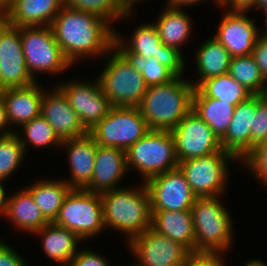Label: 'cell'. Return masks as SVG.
Here are the masks:
<instances>
[{
    "label": "cell",
    "mask_w": 267,
    "mask_h": 266,
    "mask_svg": "<svg viewBox=\"0 0 267 266\" xmlns=\"http://www.w3.org/2000/svg\"><path fill=\"white\" fill-rule=\"evenodd\" d=\"M50 26L72 65L87 58L101 59L114 48V27L95 14L64 5Z\"/></svg>",
    "instance_id": "cell-1"
},
{
    "label": "cell",
    "mask_w": 267,
    "mask_h": 266,
    "mask_svg": "<svg viewBox=\"0 0 267 266\" xmlns=\"http://www.w3.org/2000/svg\"><path fill=\"white\" fill-rule=\"evenodd\" d=\"M136 187L100 193L105 228L123 233L127 236L126 242L151 227L150 194L145 182L141 181Z\"/></svg>",
    "instance_id": "cell-2"
},
{
    "label": "cell",
    "mask_w": 267,
    "mask_h": 266,
    "mask_svg": "<svg viewBox=\"0 0 267 266\" xmlns=\"http://www.w3.org/2000/svg\"><path fill=\"white\" fill-rule=\"evenodd\" d=\"M181 78L177 76L164 85L147 86L138 108L150 130L172 131L192 110L195 87L190 80Z\"/></svg>",
    "instance_id": "cell-3"
},
{
    "label": "cell",
    "mask_w": 267,
    "mask_h": 266,
    "mask_svg": "<svg viewBox=\"0 0 267 266\" xmlns=\"http://www.w3.org/2000/svg\"><path fill=\"white\" fill-rule=\"evenodd\" d=\"M222 197H197L190 209L195 231V252L226 254L234 243L233 219L220 199Z\"/></svg>",
    "instance_id": "cell-4"
},
{
    "label": "cell",
    "mask_w": 267,
    "mask_h": 266,
    "mask_svg": "<svg viewBox=\"0 0 267 266\" xmlns=\"http://www.w3.org/2000/svg\"><path fill=\"white\" fill-rule=\"evenodd\" d=\"M102 59L104 67L97 79L111 107H138L147 91L140 71L115 48Z\"/></svg>",
    "instance_id": "cell-5"
},
{
    "label": "cell",
    "mask_w": 267,
    "mask_h": 266,
    "mask_svg": "<svg viewBox=\"0 0 267 266\" xmlns=\"http://www.w3.org/2000/svg\"><path fill=\"white\" fill-rule=\"evenodd\" d=\"M127 169L140 174L142 182L178 167L171 131L150 130L126 151Z\"/></svg>",
    "instance_id": "cell-6"
},
{
    "label": "cell",
    "mask_w": 267,
    "mask_h": 266,
    "mask_svg": "<svg viewBox=\"0 0 267 266\" xmlns=\"http://www.w3.org/2000/svg\"><path fill=\"white\" fill-rule=\"evenodd\" d=\"M55 225L73 231L86 241L97 237L105 229L100 193L72 188L66 195L53 222Z\"/></svg>",
    "instance_id": "cell-7"
},
{
    "label": "cell",
    "mask_w": 267,
    "mask_h": 266,
    "mask_svg": "<svg viewBox=\"0 0 267 266\" xmlns=\"http://www.w3.org/2000/svg\"><path fill=\"white\" fill-rule=\"evenodd\" d=\"M22 49L27 69L37 80V74L57 75L73 65L64 56L51 26L20 27Z\"/></svg>",
    "instance_id": "cell-8"
},
{
    "label": "cell",
    "mask_w": 267,
    "mask_h": 266,
    "mask_svg": "<svg viewBox=\"0 0 267 266\" xmlns=\"http://www.w3.org/2000/svg\"><path fill=\"white\" fill-rule=\"evenodd\" d=\"M238 161L232 154L220 150L208 156L179 162L196 197L223 196L228 189L230 163Z\"/></svg>",
    "instance_id": "cell-9"
},
{
    "label": "cell",
    "mask_w": 267,
    "mask_h": 266,
    "mask_svg": "<svg viewBox=\"0 0 267 266\" xmlns=\"http://www.w3.org/2000/svg\"><path fill=\"white\" fill-rule=\"evenodd\" d=\"M149 131L138 107H111L88 133L97 145L127 151Z\"/></svg>",
    "instance_id": "cell-10"
},
{
    "label": "cell",
    "mask_w": 267,
    "mask_h": 266,
    "mask_svg": "<svg viewBox=\"0 0 267 266\" xmlns=\"http://www.w3.org/2000/svg\"><path fill=\"white\" fill-rule=\"evenodd\" d=\"M137 266H183L190 251L151 227L125 243Z\"/></svg>",
    "instance_id": "cell-11"
},
{
    "label": "cell",
    "mask_w": 267,
    "mask_h": 266,
    "mask_svg": "<svg viewBox=\"0 0 267 266\" xmlns=\"http://www.w3.org/2000/svg\"><path fill=\"white\" fill-rule=\"evenodd\" d=\"M95 78L91 82L70 79L55 83L65 94L87 131L106 117L111 108L97 77Z\"/></svg>",
    "instance_id": "cell-12"
},
{
    "label": "cell",
    "mask_w": 267,
    "mask_h": 266,
    "mask_svg": "<svg viewBox=\"0 0 267 266\" xmlns=\"http://www.w3.org/2000/svg\"><path fill=\"white\" fill-rule=\"evenodd\" d=\"M129 40L115 30V38L131 53L144 58L155 57L160 64L171 70L176 76L183 77L185 58L182 51L162 43L154 23H142L133 30ZM126 41V42H125Z\"/></svg>",
    "instance_id": "cell-13"
},
{
    "label": "cell",
    "mask_w": 267,
    "mask_h": 266,
    "mask_svg": "<svg viewBox=\"0 0 267 266\" xmlns=\"http://www.w3.org/2000/svg\"><path fill=\"white\" fill-rule=\"evenodd\" d=\"M178 163L220 151V140L192 109L171 131Z\"/></svg>",
    "instance_id": "cell-14"
},
{
    "label": "cell",
    "mask_w": 267,
    "mask_h": 266,
    "mask_svg": "<svg viewBox=\"0 0 267 266\" xmlns=\"http://www.w3.org/2000/svg\"><path fill=\"white\" fill-rule=\"evenodd\" d=\"M145 184L151 211H190L197 198L179 167L155 175Z\"/></svg>",
    "instance_id": "cell-15"
},
{
    "label": "cell",
    "mask_w": 267,
    "mask_h": 266,
    "mask_svg": "<svg viewBox=\"0 0 267 266\" xmlns=\"http://www.w3.org/2000/svg\"><path fill=\"white\" fill-rule=\"evenodd\" d=\"M22 49L20 27L5 23L0 28V91L32 85Z\"/></svg>",
    "instance_id": "cell-16"
},
{
    "label": "cell",
    "mask_w": 267,
    "mask_h": 266,
    "mask_svg": "<svg viewBox=\"0 0 267 266\" xmlns=\"http://www.w3.org/2000/svg\"><path fill=\"white\" fill-rule=\"evenodd\" d=\"M247 13L249 12L226 10L214 35L231 57L251 55L256 40L261 35L255 19L248 17Z\"/></svg>",
    "instance_id": "cell-17"
},
{
    "label": "cell",
    "mask_w": 267,
    "mask_h": 266,
    "mask_svg": "<svg viewBox=\"0 0 267 266\" xmlns=\"http://www.w3.org/2000/svg\"><path fill=\"white\" fill-rule=\"evenodd\" d=\"M53 85L49 91L46 88L44 90L40 114L49 122L61 141L84 136L88 131L62 90L57 85Z\"/></svg>",
    "instance_id": "cell-18"
},
{
    "label": "cell",
    "mask_w": 267,
    "mask_h": 266,
    "mask_svg": "<svg viewBox=\"0 0 267 266\" xmlns=\"http://www.w3.org/2000/svg\"><path fill=\"white\" fill-rule=\"evenodd\" d=\"M257 109V95L235 106L226 134L220 139L222 150L232 154L240 164L251 152V128Z\"/></svg>",
    "instance_id": "cell-19"
},
{
    "label": "cell",
    "mask_w": 267,
    "mask_h": 266,
    "mask_svg": "<svg viewBox=\"0 0 267 266\" xmlns=\"http://www.w3.org/2000/svg\"><path fill=\"white\" fill-rule=\"evenodd\" d=\"M127 173L126 151L98 145L92 179L83 189L102 193L121 188L119 185Z\"/></svg>",
    "instance_id": "cell-20"
},
{
    "label": "cell",
    "mask_w": 267,
    "mask_h": 266,
    "mask_svg": "<svg viewBox=\"0 0 267 266\" xmlns=\"http://www.w3.org/2000/svg\"><path fill=\"white\" fill-rule=\"evenodd\" d=\"M97 144L87 133L82 137L62 141L68 154L70 178L63 179L71 188L83 189L92 179Z\"/></svg>",
    "instance_id": "cell-21"
},
{
    "label": "cell",
    "mask_w": 267,
    "mask_h": 266,
    "mask_svg": "<svg viewBox=\"0 0 267 266\" xmlns=\"http://www.w3.org/2000/svg\"><path fill=\"white\" fill-rule=\"evenodd\" d=\"M38 83L36 81L29 86L1 90L7 118L14 132L17 131L15 127H22L40 115L45 88Z\"/></svg>",
    "instance_id": "cell-22"
},
{
    "label": "cell",
    "mask_w": 267,
    "mask_h": 266,
    "mask_svg": "<svg viewBox=\"0 0 267 266\" xmlns=\"http://www.w3.org/2000/svg\"><path fill=\"white\" fill-rule=\"evenodd\" d=\"M64 0H14L1 15L16 27L50 26Z\"/></svg>",
    "instance_id": "cell-23"
},
{
    "label": "cell",
    "mask_w": 267,
    "mask_h": 266,
    "mask_svg": "<svg viewBox=\"0 0 267 266\" xmlns=\"http://www.w3.org/2000/svg\"><path fill=\"white\" fill-rule=\"evenodd\" d=\"M41 238V249L45 256L57 266H69L73 256L80 250L83 242L73 231L48 223L33 234Z\"/></svg>",
    "instance_id": "cell-24"
},
{
    "label": "cell",
    "mask_w": 267,
    "mask_h": 266,
    "mask_svg": "<svg viewBox=\"0 0 267 266\" xmlns=\"http://www.w3.org/2000/svg\"><path fill=\"white\" fill-rule=\"evenodd\" d=\"M20 189L9 194L5 218L14 225V229L33 235L49 222L42 215L31 193L25 187Z\"/></svg>",
    "instance_id": "cell-25"
},
{
    "label": "cell",
    "mask_w": 267,
    "mask_h": 266,
    "mask_svg": "<svg viewBox=\"0 0 267 266\" xmlns=\"http://www.w3.org/2000/svg\"><path fill=\"white\" fill-rule=\"evenodd\" d=\"M151 228L195 252V231L191 211H151Z\"/></svg>",
    "instance_id": "cell-26"
},
{
    "label": "cell",
    "mask_w": 267,
    "mask_h": 266,
    "mask_svg": "<svg viewBox=\"0 0 267 266\" xmlns=\"http://www.w3.org/2000/svg\"><path fill=\"white\" fill-rule=\"evenodd\" d=\"M195 53L194 62L198 80L191 81L197 88L204 80L228 73L231 55L213 36L201 43Z\"/></svg>",
    "instance_id": "cell-27"
},
{
    "label": "cell",
    "mask_w": 267,
    "mask_h": 266,
    "mask_svg": "<svg viewBox=\"0 0 267 266\" xmlns=\"http://www.w3.org/2000/svg\"><path fill=\"white\" fill-rule=\"evenodd\" d=\"M164 6L166 8L153 23L163 44L181 50L190 38L193 29L192 19L183 8L170 7L167 4Z\"/></svg>",
    "instance_id": "cell-28"
},
{
    "label": "cell",
    "mask_w": 267,
    "mask_h": 266,
    "mask_svg": "<svg viewBox=\"0 0 267 266\" xmlns=\"http://www.w3.org/2000/svg\"><path fill=\"white\" fill-rule=\"evenodd\" d=\"M26 189L31 193L44 218L52 223L58 216L59 210L69 191L72 189L63 178L35 180Z\"/></svg>",
    "instance_id": "cell-29"
},
{
    "label": "cell",
    "mask_w": 267,
    "mask_h": 266,
    "mask_svg": "<svg viewBox=\"0 0 267 266\" xmlns=\"http://www.w3.org/2000/svg\"><path fill=\"white\" fill-rule=\"evenodd\" d=\"M235 106L216 98H208L195 88L192 109L206 122L219 140L228 130Z\"/></svg>",
    "instance_id": "cell-30"
},
{
    "label": "cell",
    "mask_w": 267,
    "mask_h": 266,
    "mask_svg": "<svg viewBox=\"0 0 267 266\" xmlns=\"http://www.w3.org/2000/svg\"><path fill=\"white\" fill-rule=\"evenodd\" d=\"M114 48L137 71H140L147 86L164 85L177 77L171 70L160 64L155 57L144 58L135 53H131L116 38H114Z\"/></svg>",
    "instance_id": "cell-31"
},
{
    "label": "cell",
    "mask_w": 267,
    "mask_h": 266,
    "mask_svg": "<svg viewBox=\"0 0 267 266\" xmlns=\"http://www.w3.org/2000/svg\"><path fill=\"white\" fill-rule=\"evenodd\" d=\"M197 88L208 98H216L232 105H238L253 96L228 73L204 80Z\"/></svg>",
    "instance_id": "cell-32"
},
{
    "label": "cell",
    "mask_w": 267,
    "mask_h": 266,
    "mask_svg": "<svg viewBox=\"0 0 267 266\" xmlns=\"http://www.w3.org/2000/svg\"><path fill=\"white\" fill-rule=\"evenodd\" d=\"M228 74L242 84L253 95H263L267 87V81L252 55L232 57Z\"/></svg>",
    "instance_id": "cell-33"
},
{
    "label": "cell",
    "mask_w": 267,
    "mask_h": 266,
    "mask_svg": "<svg viewBox=\"0 0 267 266\" xmlns=\"http://www.w3.org/2000/svg\"><path fill=\"white\" fill-rule=\"evenodd\" d=\"M19 129H21L22 133L17 130L16 134L19 136L25 152L29 149V145L35 147V149L48 148V146L50 148L54 147L55 149L61 148L62 141L41 114Z\"/></svg>",
    "instance_id": "cell-34"
},
{
    "label": "cell",
    "mask_w": 267,
    "mask_h": 266,
    "mask_svg": "<svg viewBox=\"0 0 267 266\" xmlns=\"http://www.w3.org/2000/svg\"><path fill=\"white\" fill-rule=\"evenodd\" d=\"M27 153L15 133L0 136V182L5 183L10 176L23 164Z\"/></svg>",
    "instance_id": "cell-35"
},
{
    "label": "cell",
    "mask_w": 267,
    "mask_h": 266,
    "mask_svg": "<svg viewBox=\"0 0 267 266\" xmlns=\"http://www.w3.org/2000/svg\"><path fill=\"white\" fill-rule=\"evenodd\" d=\"M64 4L76 10L95 14L113 27L116 21L127 20L133 14H124L120 8L118 0H64Z\"/></svg>",
    "instance_id": "cell-36"
},
{
    "label": "cell",
    "mask_w": 267,
    "mask_h": 266,
    "mask_svg": "<svg viewBox=\"0 0 267 266\" xmlns=\"http://www.w3.org/2000/svg\"><path fill=\"white\" fill-rule=\"evenodd\" d=\"M240 164L267 188V141L256 146Z\"/></svg>",
    "instance_id": "cell-37"
},
{
    "label": "cell",
    "mask_w": 267,
    "mask_h": 266,
    "mask_svg": "<svg viewBox=\"0 0 267 266\" xmlns=\"http://www.w3.org/2000/svg\"><path fill=\"white\" fill-rule=\"evenodd\" d=\"M265 141H267V99L263 95H257V109L251 128V151Z\"/></svg>",
    "instance_id": "cell-38"
},
{
    "label": "cell",
    "mask_w": 267,
    "mask_h": 266,
    "mask_svg": "<svg viewBox=\"0 0 267 266\" xmlns=\"http://www.w3.org/2000/svg\"><path fill=\"white\" fill-rule=\"evenodd\" d=\"M220 252H190L183 266H227Z\"/></svg>",
    "instance_id": "cell-39"
},
{
    "label": "cell",
    "mask_w": 267,
    "mask_h": 266,
    "mask_svg": "<svg viewBox=\"0 0 267 266\" xmlns=\"http://www.w3.org/2000/svg\"><path fill=\"white\" fill-rule=\"evenodd\" d=\"M109 259L92 249H81L73 256L69 266H111Z\"/></svg>",
    "instance_id": "cell-40"
},
{
    "label": "cell",
    "mask_w": 267,
    "mask_h": 266,
    "mask_svg": "<svg viewBox=\"0 0 267 266\" xmlns=\"http://www.w3.org/2000/svg\"><path fill=\"white\" fill-rule=\"evenodd\" d=\"M10 245L0 239V266H28L26 260Z\"/></svg>",
    "instance_id": "cell-41"
},
{
    "label": "cell",
    "mask_w": 267,
    "mask_h": 266,
    "mask_svg": "<svg viewBox=\"0 0 267 266\" xmlns=\"http://www.w3.org/2000/svg\"><path fill=\"white\" fill-rule=\"evenodd\" d=\"M251 55L254 57L262 76L267 81V38L262 34L257 38Z\"/></svg>",
    "instance_id": "cell-42"
},
{
    "label": "cell",
    "mask_w": 267,
    "mask_h": 266,
    "mask_svg": "<svg viewBox=\"0 0 267 266\" xmlns=\"http://www.w3.org/2000/svg\"><path fill=\"white\" fill-rule=\"evenodd\" d=\"M255 2L256 0H220L219 7L230 11H250Z\"/></svg>",
    "instance_id": "cell-43"
},
{
    "label": "cell",
    "mask_w": 267,
    "mask_h": 266,
    "mask_svg": "<svg viewBox=\"0 0 267 266\" xmlns=\"http://www.w3.org/2000/svg\"><path fill=\"white\" fill-rule=\"evenodd\" d=\"M10 127L11 126L7 118L5 103L0 91V136H6L15 133Z\"/></svg>",
    "instance_id": "cell-44"
},
{
    "label": "cell",
    "mask_w": 267,
    "mask_h": 266,
    "mask_svg": "<svg viewBox=\"0 0 267 266\" xmlns=\"http://www.w3.org/2000/svg\"><path fill=\"white\" fill-rule=\"evenodd\" d=\"M165 4H167L170 7H175V8H188V6H197L198 4H201L203 1L206 0H164ZM212 1V0H211ZM201 2V3H200ZM212 4L219 7L220 5V0H213Z\"/></svg>",
    "instance_id": "cell-45"
},
{
    "label": "cell",
    "mask_w": 267,
    "mask_h": 266,
    "mask_svg": "<svg viewBox=\"0 0 267 266\" xmlns=\"http://www.w3.org/2000/svg\"><path fill=\"white\" fill-rule=\"evenodd\" d=\"M142 1H148V0H118L120 8L122 9L124 14H134L135 12V5ZM151 1V0H150Z\"/></svg>",
    "instance_id": "cell-46"
},
{
    "label": "cell",
    "mask_w": 267,
    "mask_h": 266,
    "mask_svg": "<svg viewBox=\"0 0 267 266\" xmlns=\"http://www.w3.org/2000/svg\"><path fill=\"white\" fill-rule=\"evenodd\" d=\"M6 187L4 186L3 182H0V215L5 217L7 212V205L9 195L6 193Z\"/></svg>",
    "instance_id": "cell-47"
},
{
    "label": "cell",
    "mask_w": 267,
    "mask_h": 266,
    "mask_svg": "<svg viewBox=\"0 0 267 266\" xmlns=\"http://www.w3.org/2000/svg\"><path fill=\"white\" fill-rule=\"evenodd\" d=\"M262 11L264 15L267 13V0H256L254 7L250 10Z\"/></svg>",
    "instance_id": "cell-48"
},
{
    "label": "cell",
    "mask_w": 267,
    "mask_h": 266,
    "mask_svg": "<svg viewBox=\"0 0 267 266\" xmlns=\"http://www.w3.org/2000/svg\"><path fill=\"white\" fill-rule=\"evenodd\" d=\"M14 2V0H0V15Z\"/></svg>",
    "instance_id": "cell-49"
},
{
    "label": "cell",
    "mask_w": 267,
    "mask_h": 266,
    "mask_svg": "<svg viewBox=\"0 0 267 266\" xmlns=\"http://www.w3.org/2000/svg\"><path fill=\"white\" fill-rule=\"evenodd\" d=\"M244 266H267V264L263 260L261 261L255 258L248 260V262Z\"/></svg>",
    "instance_id": "cell-50"
},
{
    "label": "cell",
    "mask_w": 267,
    "mask_h": 266,
    "mask_svg": "<svg viewBox=\"0 0 267 266\" xmlns=\"http://www.w3.org/2000/svg\"><path fill=\"white\" fill-rule=\"evenodd\" d=\"M263 16H265L264 18H265V23H264V25L266 26H264V31L261 29V34L264 36V37H266L267 38V13L265 14V15H263Z\"/></svg>",
    "instance_id": "cell-51"
},
{
    "label": "cell",
    "mask_w": 267,
    "mask_h": 266,
    "mask_svg": "<svg viewBox=\"0 0 267 266\" xmlns=\"http://www.w3.org/2000/svg\"><path fill=\"white\" fill-rule=\"evenodd\" d=\"M6 23V20L0 15V28Z\"/></svg>",
    "instance_id": "cell-52"
},
{
    "label": "cell",
    "mask_w": 267,
    "mask_h": 266,
    "mask_svg": "<svg viewBox=\"0 0 267 266\" xmlns=\"http://www.w3.org/2000/svg\"><path fill=\"white\" fill-rule=\"evenodd\" d=\"M263 96L267 99V87H266V89H265V91H264Z\"/></svg>",
    "instance_id": "cell-53"
},
{
    "label": "cell",
    "mask_w": 267,
    "mask_h": 266,
    "mask_svg": "<svg viewBox=\"0 0 267 266\" xmlns=\"http://www.w3.org/2000/svg\"><path fill=\"white\" fill-rule=\"evenodd\" d=\"M128 266H137L135 263H133V265L132 264H130V265H128Z\"/></svg>",
    "instance_id": "cell-54"
}]
</instances>
